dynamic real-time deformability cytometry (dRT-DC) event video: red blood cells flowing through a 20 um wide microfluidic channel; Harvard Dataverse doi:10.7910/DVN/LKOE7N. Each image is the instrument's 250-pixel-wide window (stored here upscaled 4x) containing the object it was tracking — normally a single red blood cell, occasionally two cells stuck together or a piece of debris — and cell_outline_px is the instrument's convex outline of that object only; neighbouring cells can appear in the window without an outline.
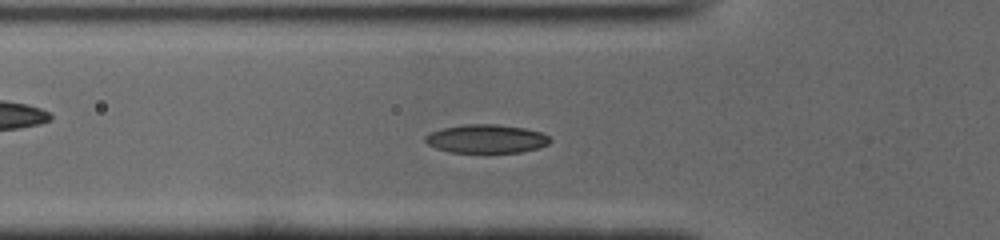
{"species": "common noctule bat (a hibernating species)", "species_latin": "Nyctalus noctula", "temperature_condition": "cold", "stored_images_in_passage": 38, "camera_frame_rate_fps": 3000, "um_per_image_px": 0.085, "animal": {"sex": "male", "body_mass_g": 19.0, "forearm_length_mm": 50.8}, "frame": {"image": 1, "passage_image": 3, "time_ms": 0.667, "image_size_px": [1000, 240], "cell_outline_px": [[552, 140], [548, 144], [540, 148], [520, 152], [448, 152], [436, 148], [428, 144], [424, 140], [424, 136], [432, 132], [444, 128], [464, 124], [496, 124], [524, 128], [540, 132], [548, 136]], "centroid_in_image_um": [41.35, 11.8], "position_along_channel_um": 84.5, "area_um2": 20.69}}
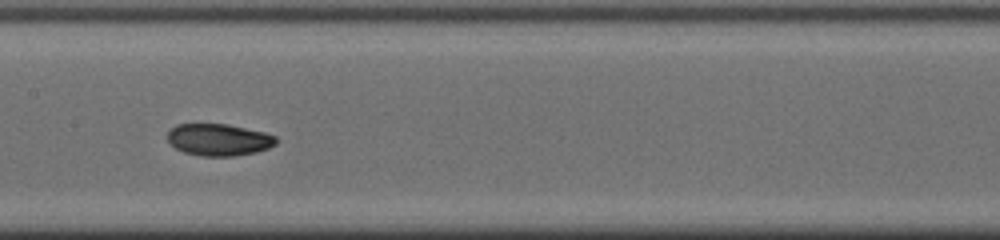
{"frame": {"image": 2, "passage_image": 11, "time_ms": 3.333, "image_size_px": [1000, 240], "cell_outline_px": [[276, 144], [268, 148], [256, 152], [236, 156], [200, 156], [184, 152], [176, 148], [168, 140], [168, 132], [176, 124], [228, 124], [264, 132], [276, 136]], "centroid_in_image_um": [18.61, 11.88], "position_along_channel_um": 188.8, "area_um2": 20.17}}
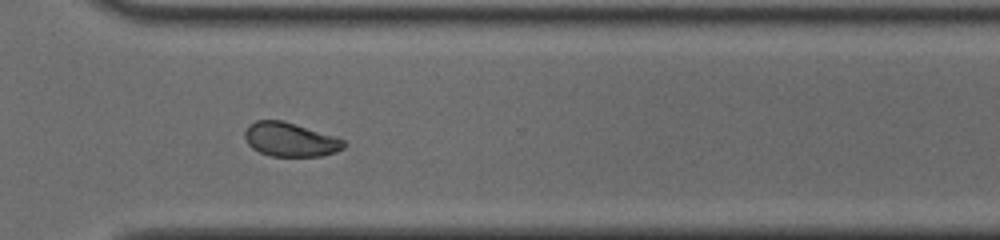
{"frame": {"image": 3, "passage_image": 23, "time_ms": 7.333, "image_size_px": [1000, 240], "cell_outline_px": [[348, 144], [344, 148], [336, 152], [320, 156], [268, 156], [252, 148], [248, 144], [244, 136], [244, 132], [248, 124], [256, 120], [284, 120], [344, 140]], "centroid_in_image_um": [24.64, 11.86], "position_along_channel_um": 346.0, "area_um2": 19.65}, "authors_computed_cell_mechanics": {"area_um2": 20.6057, "velocity_mm_per_s": 3.9174, "shape_relaxation_time_tau1_ms": 4.062, "shape_relaxation_time_tau2_ms": 4.5835, "deformation_change_tau1": 0.131, "deformation_change_tau2": 0.0787}}